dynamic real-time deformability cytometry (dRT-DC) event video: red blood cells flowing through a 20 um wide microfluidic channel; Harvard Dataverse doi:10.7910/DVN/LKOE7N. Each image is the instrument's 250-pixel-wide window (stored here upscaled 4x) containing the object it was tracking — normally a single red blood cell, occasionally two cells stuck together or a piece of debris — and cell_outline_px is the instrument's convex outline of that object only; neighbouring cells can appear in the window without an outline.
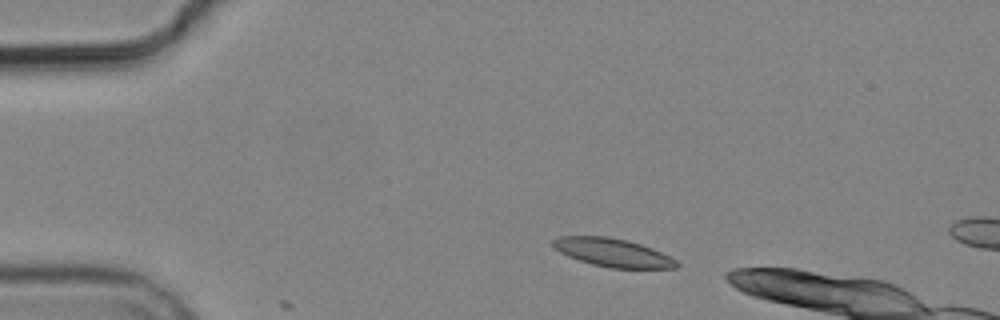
{"species": "common noctule bat (a hibernating species)", "species_latin": "Nyctalus noctula", "temperature_condition": "cold", "stored_images_in_passage": 4, "camera_frame_rate_fps": 3000, "um_per_image_px": 0.085, "animal": {"sex": "male", "body_mass_g": 19.2, "forearm_length_mm": 51.8}, "frame": {"image": 1, "passage_image": 2, "time_ms": 1.333, "image_size_px": [1000, 320], "cell_outline_px": [[680, 264], [676, 268], [612, 268], [592, 264], [568, 256], [552, 248], [552, 240], [556, 236], [608, 236], [628, 240], [652, 248], [676, 260]], "centroid_in_image_um": [52.04, 21.46], "position_along_channel_um": 33.0, "area_um2": 20.4}}